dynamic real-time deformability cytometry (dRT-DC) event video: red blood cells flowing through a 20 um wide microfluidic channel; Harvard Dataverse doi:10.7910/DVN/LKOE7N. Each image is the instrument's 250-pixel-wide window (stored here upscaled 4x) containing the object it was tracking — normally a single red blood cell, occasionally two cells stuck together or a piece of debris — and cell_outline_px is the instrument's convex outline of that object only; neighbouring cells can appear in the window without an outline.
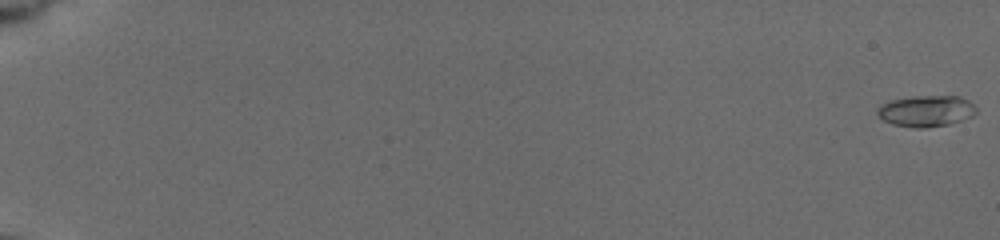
{"species": "common noctule bat (a hibernating species)", "species_latin": "Nyctalus noctula", "temperature_condition": "cold", "stored_images_in_passage": 42, "camera_frame_rate_fps": 3000, "um_per_image_px": 0.085, "animal": {"sex": "female", "body_mass_g": 19.5, "forearm_length_mm": 54.1}, "frame": {"image": 1, "passage_image": 1, "time_ms": 0.0, "image_size_px": [1000, 240], "cell_outline_px": [[976, 112], [972, 116], [948, 124], [924, 128], [916, 128], [892, 124], [884, 120], [876, 112], [880, 104], [892, 100], [912, 96], [960, 96], [968, 100], [976, 108]], "centroid_in_image_um": [78.71, 9.43], "position_along_channel_um": 6.3, "area_um2": 17.86}}
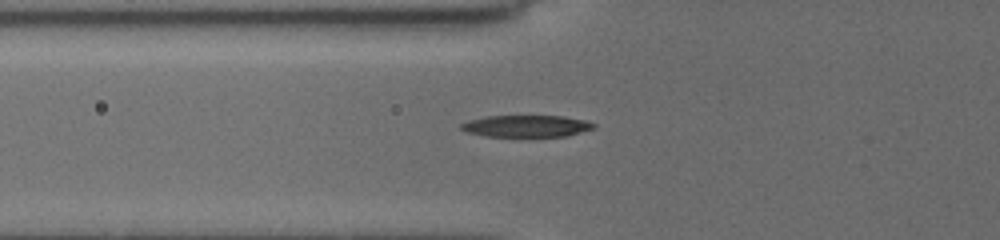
{"frame": {"image": 2, "passage_image": 32, "time_ms": 7.667, "image_size_px": [1000, 240], "cell_outline_px": [[596, 128], [564, 136], [484, 136], [468, 132], [460, 128], [460, 124], [468, 120], [484, 116], [564, 116], [588, 120], [596, 124]], "centroid_in_image_um": [44.76, 10.7], "position_along_channel_um": 81.0, "area_um2": 16.88}}
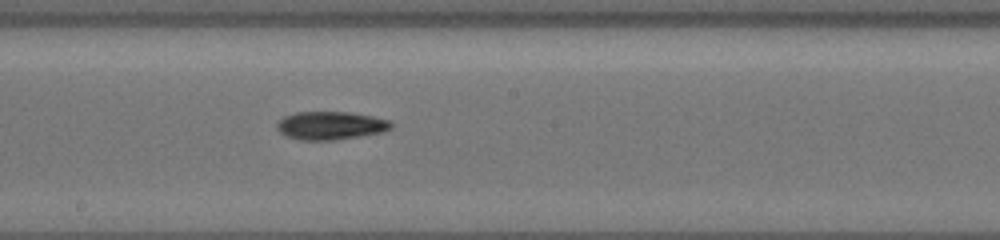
{"frame": {"image": 3, "passage_image": 42, "time_ms": 11.333, "image_size_px": [1000, 240], "cell_outline_px": [[392, 128], [384, 132], [336, 140], [300, 140], [288, 136], [280, 132], [276, 128], [276, 124], [284, 116], [296, 112], [348, 112], [372, 116], [392, 120]], "centroid_in_image_um": [28.13, 10.67], "position_along_channel_um": 220.1, "area_um2": 18.84}}